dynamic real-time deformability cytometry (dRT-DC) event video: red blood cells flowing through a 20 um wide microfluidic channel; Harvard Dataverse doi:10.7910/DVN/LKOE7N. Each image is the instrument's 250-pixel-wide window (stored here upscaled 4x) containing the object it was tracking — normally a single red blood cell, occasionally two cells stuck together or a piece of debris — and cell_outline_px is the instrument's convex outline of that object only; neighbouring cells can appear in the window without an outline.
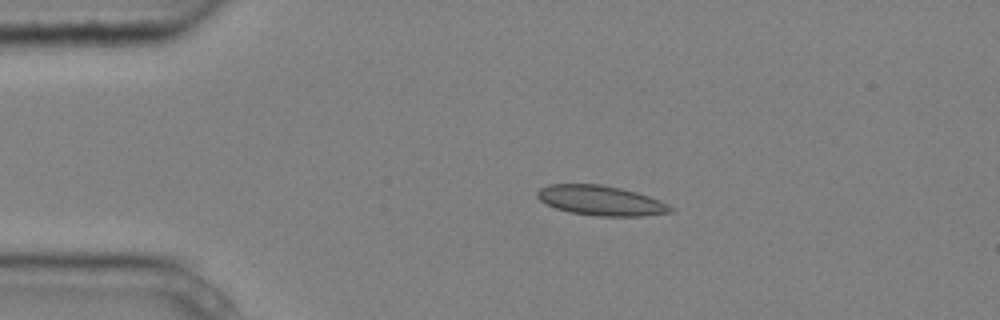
{"species": "common noctule bat (a hibernating species)", "species_latin": "Nyctalus noctula", "temperature_condition": "cold", "stored_images_in_passage": 3, "camera_frame_rate_fps": 3000, "um_per_image_px": 0.085, "animal": {"sex": "male", "body_mass_g": 20.4}, "frame": {"image": 1, "passage_image": 2, "time_ms": 0.333, "image_size_px": [1000, 320], "cell_outline_px": [[672, 212], [644, 216], [596, 216], [568, 212], [556, 208], [540, 200], [536, 196], [536, 192], [540, 188], [548, 184], [600, 184], [620, 188], [636, 192], [660, 200], [672, 208]], "centroid_in_image_um": [51.04, 17.04], "position_along_channel_um": 34.0, "area_um2": 23.12}}